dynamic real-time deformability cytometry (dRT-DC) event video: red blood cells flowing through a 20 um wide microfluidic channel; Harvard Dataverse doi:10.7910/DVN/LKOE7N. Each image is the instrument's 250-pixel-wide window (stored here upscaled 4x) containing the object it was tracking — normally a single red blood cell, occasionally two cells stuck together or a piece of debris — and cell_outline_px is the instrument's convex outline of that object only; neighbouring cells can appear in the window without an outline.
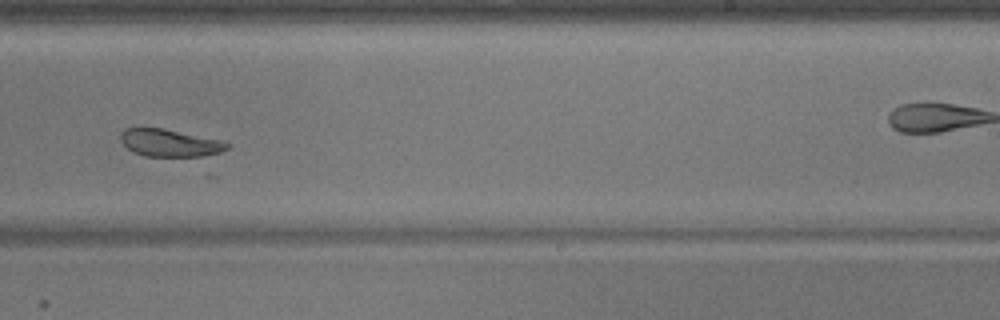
{"species": "common noctule bat (a hibernating species)", "species_latin": "Nyctalus noctula", "temperature_condition": "warm", "stored_images_in_passage": 24, "camera_frame_rate_fps": 3000, "um_per_image_px": 0.085, "animal": {"sex": "male", "body_mass_g": 17.9}, "frame": {"image": 1, "passage_image": 20, "time_ms": 6.333, "image_size_px": [1000, 320], "cell_outline_px": [[232, 144], [228, 148], [220, 152], [200, 156], [144, 156], [132, 152], [120, 140], [120, 132], [124, 128], [140, 124], [164, 128], [220, 140]], "centroid_in_image_um": [14.33, 12.09], "position_along_channel_um": 274.7, "area_um2": 17.57}}